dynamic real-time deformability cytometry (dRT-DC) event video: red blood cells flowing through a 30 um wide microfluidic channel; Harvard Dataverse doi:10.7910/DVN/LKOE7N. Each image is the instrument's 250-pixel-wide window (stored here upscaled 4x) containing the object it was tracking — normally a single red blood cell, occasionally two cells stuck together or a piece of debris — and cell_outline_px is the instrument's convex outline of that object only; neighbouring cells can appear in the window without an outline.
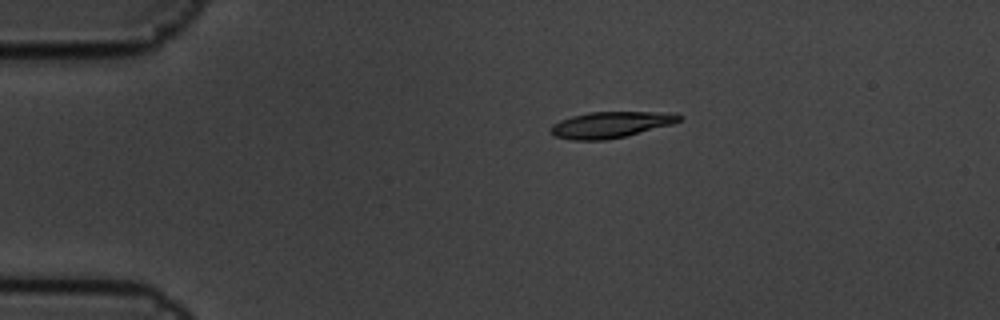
{"species": "common noctule bat (a hibernating species)", "species_latin": "Nyctalus noctula", "temperature_condition": "cold", "stored_images_in_passage": 2, "camera_frame_rate_fps": 3000, "um_per_image_px": 0.085, "animal": {"sex": "male", "body_mass_g": 19.5, "forearm_length_mm": 54.6}, "frame": {"image": 1, "passage_image": 1, "time_ms": 0.0, "image_size_px": [1000, 320], "cell_outline_px": [[684, 116], [680, 120], [672, 124], [624, 136], [604, 140], [572, 140], [556, 136], [552, 132], [552, 124], [560, 120], [572, 116], [588, 112], [668, 112]], "centroid_in_image_um": [51.92, 10.59], "position_along_channel_um": 33.1, "area_um2": 19.31}}